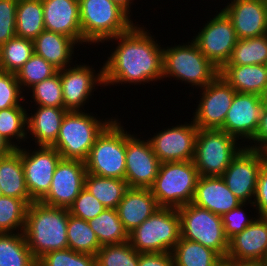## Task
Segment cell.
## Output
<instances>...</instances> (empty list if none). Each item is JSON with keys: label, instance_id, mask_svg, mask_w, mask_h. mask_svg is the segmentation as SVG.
<instances>
[{"label": "cell", "instance_id": "obj_1", "mask_svg": "<svg viewBox=\"0 0 267 266\" xmlns=\"http://www.w3.org/2000/svg\"><path fill=\"white\" fill-rule=\"evenodd\" d=\"M140 26L134 24L128 31L111 38V42H118L103 64L104 88L120 83L130 86L163 80V48L144 25Z\"/></svg>", "mask_w": 267, "mask_h": 266}, {"label": "cell", "instance_id": "obj_2", "mask_svg": "<svg viewBox=\"0 0 267 266\" xmlns=\"http://www.w3.org/2000/svg\"><path fill=\"white\" fill-rule=\"evenodd\" d=\"M68 220V208L48 206L40 201L29 204L23 233L37 260L48 252L68 248Z\"/></svg>", "mask_w": 267, "mask_h": 266}, {"label": "cell", "instance_id": "obj_3", "mask_svg": "<svg viewBox=\"0 0 267 266\" xmlns=\"http://www.w3.org/2000/svg\"><path fill=\"white\" fill-rule=\"evenodd\" d=\"M78 1L84 44L110 42L134 25L132 16L112 0Z\"/></svg>", "mask_w": 267, "mask_h": 266}, {"label": "cell", "instance_id": "obj_4", "mask_svg": "<svg viewBox=\"0 0 267 266\" xmlns=\"http://www.w3.org/2000/svg\"><path fill=\"white\" fill-rule=\"evenodd\" d=\"M219 72L193 40L183 45L163 47V79L173 77L193 89L194 86L201 89L212 82Z\"/></svg>", "mask_w": 267, "mask_h": 266}, {"label": "cell", "instance_id": "obj_5", "mask_svg": "<svg viewBox=\"0 0 267 266\" xmlns=\"http://www.w3.org/2000/svg\"><path fill=\"white\" fill-rule=\"evenodd\" d=\"M96 117L83 110L65 114L58 138L52 145L63 159L87 160L96 137L113 120L112 117L104 121Z\"/></svg>", "mask_w": 267, "mask_h": 266}, {"label": "cell", "instance_id": "obj_6", "mask_svg": "<svg viewBox=\"0 0 267 266\" xmlns=\"http://www.w3.org/2000/svg\"><path fill=\"white\" fill-rule=\"evenodd\" d=\"M118 121L114 118L96 137L85 161L87 173L125 180L126 129Z\"/></svg>", "mask_w": 267, "mask_h": 266}, {"label": "cell", "instance_id": "obj_7", "mask_svg": "<svg viewBox=\"0 0 267 266\" xmlns=\"http://www.w3.org/2000/svg\"><path fill=\"white\" fill-rule=\"evenodd\" d=\"M198 178L193 161L161 163L150 190L159 207L178 209L192 202Z\"/></svg>", "mask_w": 267, "mask_h": 266}, {"label": "cell", "instance_id": "obj_8", "mask_svg": "<svg viewBox=\"0 0 267 266\" xmlns=\"http://www.w3.org/2000/svg\"><path fill=\"white\" fill-rule=\"evenodd\" d=\"M180 237L177 209L160 207L129 233V242L139 253H172Z\"/></svg>", "mask_w": 267, "mask_h": 266}, {"label": "cell", "instance_id": "obj_9", "mask_svg": "<svg viewBox=\"0 0 267 266\" xmlns=\"http://www.w3.org/2000/svg\"><path fill=\"white\" fill-rule=\"evenodd\" d=\"M239 142L220 129H198L193 162L199 176H222L244 147Z\"/></svg>", "mask_w": 267, "mask_h": 266}, {"label": "cell", "instance_id": "obj_10", "mask_svg": "<svg viewBox=\"0 0 267 266\" xmlns=\"http://www.w3.org/2000/svg\"><path fill=\"white\" fill-rule=\"evenodd\" d=\"M177 211L182 238L212 249L221 258L227 257L229 239L221 216L193 203L183 205Z\"/></svg>", "mask_w": 267, "mask_h": 266}, {"label": "cell", "instance_id": "obj_11", "mask_svg": "<svg viewBox=\"0 0 267 266\" xmlns=\"http://www.w3.org/2000/svg\"><path fill=\"white\" fill-rule=\"evenodd\" d=\"M204 25L192 39L204 56L221 70L229 61L238 41L236 31L222 9Z\"/></svg>", "mask_w": 267, "mask_h": 266}, {"label": "cell", "instance_id": "obj_12", "mask_svg": "<svg viewBox=\"0 0 267 266\" xmlns=\"http://www.w3.org/2000/svg\"><path fill=\"white\" fill-rule=\"evenodd\" d=\"M264 162L262 151L244 146L221 176L240 202L253 203L258 174Z\"/></svg>", "mask_w": 267, "mask_h": 266}, {"label": "cell", "instance_id": "obj_13", "mask_svg": "<svg viewBox=\"0 0 267 266\" xmlns=\"http://www.w3.org/2000/svg\"><path fill=\"white\" fill-rule=\"evenodd\" d=\"M36 149L22 148V166L30 197L40 201L50 190L53 174L62 156L52 146H36Z\"/></svg>", "mask_w": 267, "mask_h": 266}, {"label": "cell", "instance_id": "obj_14", "mask_svg": "<svg viewBox=\"0 0 267 266\" xmlns=\"http://www.w3.org/2000/svg\"><path fill=\"white\" fill-rule=\"evenodd\" d=\"M202 91L191 120L198 129H220L231 106L235 89L219 74Z\"/></svg>", "mask_w": 267, "mask_h": 266}, {"label": "cell", "instance_id": "obj_15", "mask_svg": "<svg viewBox=\"0 0 267 266\" xmlns=\"http://www.w3.org/2000/svg\"><path fill=\"white\" fill-rule=\"evenodd\" d=\"M141 138L126 131L125 181L129 188L150 189L161 162L153 152L150 142Z\"/></svg>", "mask_w": 267, "mask_h": 266}, {"label": "cell", "instance_id": "obj_16", "mask_svg": "<svg viewBox=\"0 0 267 266\" xmlns=\"http://www.w3.org/2000/svg\"><path fill=\"white\" fill-rule=\"evenodd\" d=\"M177 124L148 138L161 163L193 161L198 127L193 121Z\"/></svg>", "mask_w": 267, "mask_h": 266}, {"label": "cell", "instance_id": "obj_17", "mask_svg": "<svg viewBox=\"0 0 267 266\" xmlns=\"http://www.w3.org/2000/svg\"><path fill=\"white\" fill-rule=\"evenodd\" d=\"M86 174L85 162L62 158L53 174L50 190L40 202L69 209L85 187Z\"/></svg>", "mask_w": 267, "mask_h": 266}, {"label": "cell", "instance_id": "obj_18", "mask_svg": "<svg viewBox=\"0 0 267 266\" xmlns=\"http://www.w3.org/2000/svg\"><path fill=\"white\" fill-rule=\"evenodd\" d=\"M71 65L59 70L64 108L67 111H82L81 108L89 101L94 89H97L95 86H104L103 66L97 73L94 67L85 63Z\"/></svg>", "mask_w": 267, "mask_h": 266}, {"label": "cell", "instance_id": "obj_19", "mask_svg": "<svg viewBox=\"0 0 267 266\" xmlns=\"http://www.w3.org/2000/svg\"><path fill=\"white\" fill-rule=\"evenodd\" d=\"M263 108L261 96L236 92L220 130L241 139L240 143L247 140L248 144L255 135Z\"/></svg>", "mask_w": 267, "mask_h": 266}, {"label": "cell", "instance_id": "obj_20", "mask_svg": "<svg viewBox=\"0 0 267 266\" xmlns=\"http://www.w3.org/2000/svg\"><path fill=\"white\" fill-rule=\"evenodd\" d=\"M222 9L230 18L238 39L267 34V2L265 0H230Z\"/></svg>", "mask_w": 267, "mask_h": 266}, {"label": "cell", "instance_id": "obj_21", "mask_svg": "<svg viewBox=\"0 0 267 266\" xmlns=\"http://www.w3.org/2000/svg\"><path fill=\"white\" fill-rule=\"evenodd\" d=\"M44 28L83 45L78 0H42Z\"/></svg>", "mask_w": 267, "mask_h": 266}, {"label": "cell", "instance_id": "obj_22", "mask_svg": "<svg viewBox=\"0 0 267 266\" xmlns=\"http://www.w3.org/2000/svg\"><path fill=\"white\" fill-rule=\"evenodd\" d=\"M227 258L267 261V217L258 216L242 232L229 239Z\"/></svg>", "mask_w": 267, "mask_h": 266}, {"label": "cell", "instance_id": "obj_23", "mask_svg": "<svg viewBox=\"0 0 267 266\" xmlns=\"http://www.w3.org/2000/svg\"><path fill=\"white\" fill-rule=\"evenodd\" d=\"M191 203L223 216L242 202L230 191L221 176H199Z\"/></svg>", "mask_w": 267, "mask_h": 266}, {"label": "cell", "instance_id": "obj_24", "mask_svg": "<svg viewBox=\"0 0 267 266\" xmlns=\"http://www.w3.org/2000/svg\"><path fill=\"white\" fill-rule=\"evenodd\" d=\"M159 208L150 189L129 188L116 210L129 234Z\"/></svg>", "mask_w": 267, "mask_h": 266}, {"label": "cell", "instance_id": "obj_25", "mask_svg": "<svg viewBox=\"0 0 267 266\" xmlns=\"http://www.w3.org/2000/svg\"><path fill=\"white\" fill-rule=\"evenodd\" d=\"M35 106L34 113H27V136L32 135L34 138L31 140L37 146H52L68 111L64 107Z\"/></svg>", "mask_w": 267, "mask_h": 266}, {"label": "cell", "instance_id": "obj_26", "mask_svg": "<svg viewBox=\"0 0 267 266\" xmlns=\"http://www.w3.org/2000/svg\"><path fill=\"white\" fill-rule=\"evenodd\" d=\"M34 53L43 57L58 71L70 66L74 47L78 45L72 38L44 30L34 40Z\"/></svg>", "mask_w": 267, "mask_h": 266}, {"label": "cell", "instance_id": "obj_27", "mask_svg": "<svg viewBox=\"0 0 267 266\" xmlns=\"http://www.w3.org/2000/svg\"><path fill=\"white\" fill-rule=\"evenodd\" d=\"M0 191L4 196L22 199L28 205L34 201L25 183L22 147L0 157Z\"/></svg>", "mask_w": 267, "mask_h": 266}, {"label": "cell", "instance_id": "obj_28", "mask_svg": "<svg viewBox=\"0 0 267 266\" xmlns=\"http://www.w3.org/2000/svg\"><path fill=\"white\" fill-rule=\"evenodd\" d=\"M219 74L238 93L261 96L267 85V65H225Z\"/></svg>", "mask_w": 267, "mask_h": 266}, {"label": "cell", "instance_id": "obj_29", "mask_svg": "<svg viewBox=\"0 0 267 266\" xmlns=\"http://www.w3.org/2000/svg\"><path fill=\"white\" fill-rule=\"evenodd\" d=\"M105 208L116 209L129 186L125 180L86 174L85 187Z\"/></svg>", "mask_w": 267, "mask_h": 266}, {"label": "cell", "instance_id": "obj_30", "mask_svg": "<svg viewBox=\"0 0 267 266\" xmlns=\"http://www.w3.org/2000/svg\"><path fill=\"white\" fill-rule=\"evenodd\" d=\"M0 266H37L23 232L0 233Z\"/></svg>", "mask_w": 267, "mask_h": 266}, {"label": "cell", "instance_id": "obj_31", "mask_svg": "<svg viewBox=\"0 0 267 266\" xmlns=\"http://www.w3.org/2000/svg\"><path fill=\"white\" fill-rule=\"evenodd\" d=\"M44 30L42 0H18L16 36L33 41Z\"/></svg>", "mask_w": 267, "mask_h": 266}, {"label": "cell", "instance_id": "obj_32", "mask_svg": "<svg viewBox=\"0 0 267 266\" xmlns=\"http://www.w3.org/2000/svg\"><path fill=\"white\" fill-rule=\"evenodd\" d=\"M101 246L122 243L129 240V234L118 217L116 209H105L88 221Z\"/></svg>", "mask_w": 267, "mask_h": 266}, {"label": "cell", "instance_id": "obj_33", "mask_svg": "<svg viewBox=\"0 0 267 266\" xmlns=\"http://www.w3.org/2000/svg\"><path fill=\"white\" fill-rule=\"evenodd\" d=\"M175 266H213L221 257L200 243L180 237L172 251Z\"/></svg>", "mask_w": 267, "mask_h": 266}, {"label": "cell", "instance_id": "obj_34", "mask_svg": "<svg viewBox=\"0 0 267 266\" xmlns=\"http://www.w3.org/2000/svg\"><path fill=\"white\" fill-rule=\"evenodd\" d=\"M27 113V109L24 106H14L0 110V135L14 149L20 148L21 145L19 144L28 139ZM15 139L18 143H16Z\"/></svg>", "mask_w": 267, "mask_h": 266}, {"label": "cell", "instance_id": "obj_35", "mask_svg": "<svg viewBox=\"0 0 267 266\" xmlns=\"http://www.w3.org/2000/svg\"><path fill=\"white\" fill-rule=\"evenodd\" d=\"M267 65V34L238 39L226 65Z\"/></svg>", "mask_w": 267, "mask_h": 266}, {"label": "cell", "instance_id": "obj_36", "mask_svg": "<svg viewBox=\"0 0 267 266\" xmlns=\"http://www.w3.org/2000/svg\"><path fill=\"white\" fill-rule=\"evenodd\" d=\"M68 248L84 254L95 256L101 248L95 232L88 221L74 217L69 213L67 223Z\"/></svg>", "mask_w": 267, "mask_h": 266}, {"label": "cell", "instance_id": "obj_37", "mask_svg": "<svg viewBox=\"0 0 267 266\" xmlns=\"http://www.w3.org/2000/svg\"><path fill=\"white\" fill-rule=\"evenodd\" d=\"M34 54V42L14 36L0 47V70L15 73Z\"/></svg>", "mask_w": 267, "mask_h": 266}, {"label": "cell", "instance_id": "obj_38", "mask_svg": "<svg viewBox=\"0 0 267 266\" xmlns=\"http://www.w3.org/2000/svg\"><path fill=\"white\" fill-rule=\"evenodd\" d=\"M28 206L22 199L0 195V233L24 232Z\"/></svg>", "mask_w": 267, "mask_h": 266}, {"label": "cell", "instance_id": "obj_39", "mask_svg": "<svg viewBox=\"0 0 267 266\" xmlns=\"http://www.w3.org/2000/svg\"><path fill=\"white\" fill-rule=\"evenodd\" d=\"M95 257L96 266H138L139 252L131 246L128 240L101 246Z\"/></svg>", "mask_w": 267, "mask_h": 266}, {"label": "cell", "instance_id": "obj_40", "mask_svg": "<svg viewBox=\"0 0 267 266\" xmlns=\"http://www.w3.org/2000/svg\"><path fill=\"white\" fill-rule=\"evenodd\" d=\"M58 70L43 57L33 54L16 72L17 81L22 91H27L35 84L55 75ZM26 89V90H25Z\"/></svg>", "mask_w": 267, "mask_h": 266}, {"label": "cell", "instance_id": "obj_41", "mask_svg": "<svg viewBox=\"0 0 267 266\" xmlns=\"http://www.w3.org/2000/svg\"><path fill=\"white\" fill-rule=\"evenodd\" d=\"M35 105L45 107H64L62 84L59 71L52 77L35 84L29 89Z\"/></svg>", "mask_w": 267, "mask_h": 266}, {"label": "cell", "instance_id": "obj_42", "mask_svg": "<svg viewBox=\"0 0 267 266\" xmlns=\"http://www.w3.org/2000/svg\"><path fill=\"white\" fill-rule=\"evenodd\" d=\"M37 266H96V257L67 248L42 255Z\"/></svg>", "mask_w": 267, "mask_h": 266}, {"label": "cell", "instance_id": "obj_43", "mask_svg": "<svg viewBox=\"0 0 267 266\" xmlns=\"http://www.w3.org/2000/svg\"><path fill=\"white\" fill-rule=\"evenodd\" d=\"M24 94L16 74L0 70V110L26 106L22 105L26 100Z\"/></svg>", "mask_w": 267, "mask_h": 266}, {"label": "cell", "instance_id": "obj_44", "mask_svg": "<svg viewBox=\"0 0 267 266\" xmlns=\"http://www.w3.org/2000/svg\"><path fill=\"white\" fill-rule=\"evenodd\" d=\"M106 208L86 188L79 193L74 203L69 207L70 215L90 221Z\"/></svg>", "mask_w": 267, "mask_h": 266}, {"label": "cell", "instance_id": "obj_45", "mask_svg": "<svg viewBox=\"0 0 267 266\" xmlns=\"http://www.w3.org/2000/svg\"><path fill=\"white\" fill-rule=\"evenodd\" d=\"M250 205L254 207L253 203H241L230 212H227L222 217V222L224 225V232L228 239L233 237L235 234L242 232L247 226H249L254 220L257 219L253 216L248 217L246 215V211L244 212V208L247 207L246 205ZM244 207V208H243Z\"/></svg>", "mask_w": 267, "mask_h": 266}, {"label": "cell", "instance_id": "obj_46", "mask_svg": "<svg viewBox=\"0 0 267 266\" xmlns=\"http://www.w3.org/2000/svg\"><path fill=\"white\" fill-rule=\"evenodd\" d=\"M18 0H0V47L16 36Z\"/></svg>", "mask_w": 267, "mask_h": 266}, {"label": "cell", "instance_id": "obj_47", "mask_svg": "<svg viewBox=\"0 0 267 266\" xmlns=\"http://www.w3.org/2000/svg\"><path fill=\"white\" fill-rule=\"evenodd\" d=\"M253 205L256 207L258 216L267 217V164L265 162L258 174Z\"/></svg>", "mask_w": 267, "mask_h": 266}, {"label": "cell", "instance_id": "obj_48", "mask_svg": "<svg viewBox=\"0 0 267 266\" xmlns=\"http://www.w3.org/2000/svg\"><path fill=\"white\" fill-rule=\"evenodd\" d=\"M249 144L244 146L249 149L260 150V151H262L267 146V106H264L263 108L257 130L255 132V135L253 136V139L249 142Z\"/></svg>", "mask_w": 267, "mask_h": 266}, {"label": "cell", "instance_id": "obj_49", "mask_svg": "<svg viewBox=\"0 0 267 266\" xmlns=\"http://www.w3.org/2000/svg\"><path fill=\"white\" fill-rule=\"evenodd\" d=\"M138 266H175L172 253H139Z\"/></svg>", "mask_w": 267, "mask_h": 266}, {"label": "cell", "instance_id": "obj_50", "mask_svg": "<svg viewBox=\"0 0 267 266\" xmlns=\"http://www.w3.org/2000/svg\"><path fill=\"white\" fill-rule=\"evenodd\" d=\"M228 266H267L266 260H238L228 258Z\"/></svg>", "mask_w": 267, "mask_h": 266}, {"label": "cell", "instance_id": "obj_51", "mask_svg": "<svg viewBox=\"0 0 267 266\" xmlns=\"http://www.w3.org/2000/svg\"><path fill=\"white\" fill-rule=\"evenodd\" d=\"M14 148L0 135V157L7 155Z\"/></svg>", "mask_w": 267, "mask_h": 266}, {"label": "cell", "instance_id": "obj_52", "mask_svg": "<svg viewBox=\"0 0 267 266\" xmlns=\"http://www.w3.org/2000/svg\"><path fill=\"white\" fill-rule=\"evenodd\" d=\"M113 2H115L116 4H118L120 7H122L129 15H130V8L132 3L134 0H112Z\"/></svg>", "mask_w": 267, "mask_h": 266}, {"label": "cell", "instance_id": "obj_53", "mask_svg": "<svg viewBox=\"0 0 267 266\" xmlns=\"http://www.w3.org/2000/svg\"><path fill=\"white\" fill-rule=\"evenodd\" d=\"M213 266H228V258H221L216 264Z\"/></svg>", "mask_w": 267, "mask_h": 266}, {"label": "cell", "instance_id": "obj_54", "mask_svg": "<svg viewBox=\"0 0 267 266\" xmlns=\"http://www.w3.org/2000/svg\"><path fill=\"white\" fill-rule=\"evenodd\" d=\"M261 100L264 106H267V85L263 91V93L261 94Z\"/></svg>", "mask_w": 267, "mask_h": 266}, {"label": "cell", "instance_id": "obj_55", "mask_svg": "<svg viewBox=\"0 0 267 266\" xmlns=\"http://www.w3.org/2000/svg\"><path fill=\"white\" fill-rule=\"evenodd\" d=\"M262 152H263V155H264L265 163L267 164V146L262 150Z\"/></svg>", "mask_w": 267, "mask_h": 266}]
</instances>
